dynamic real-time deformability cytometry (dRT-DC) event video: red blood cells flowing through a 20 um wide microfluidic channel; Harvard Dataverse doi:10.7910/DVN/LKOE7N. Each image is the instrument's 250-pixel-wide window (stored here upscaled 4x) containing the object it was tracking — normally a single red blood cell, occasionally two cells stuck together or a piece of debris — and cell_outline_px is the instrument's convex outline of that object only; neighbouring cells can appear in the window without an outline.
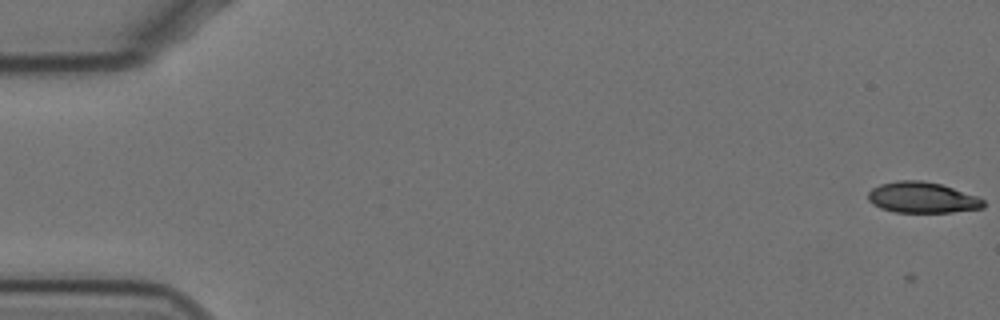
{"species": "Egyptian fruit bat (a non-hibernating species)", "species_latin": "Rousettus aegyptiacus", "temperature_condition": "cold", "stored_images_in_passage": 56, "camera_frame_rate_fps": 3000, "um_per_image_px": 0.085, "animal": {"sex": "female"}, "frame": {"image": 1, "passage_image": 3, "time_ms": 0.667, "image_size_px": [1000, 320], "cell_outline_px": [[984, 208], [952, 212], [896, 212], [880, 208], [872, 204], [868, 200], [868, 192], [872, 188], [880, 184], [896, 180], [924, 180], [940, 184], [976, 196], [984, 200]], "centroid_in_image_um": [78.36, 16.79], "position_along_channel_um": 6.6, "area_um2": 20.75}}
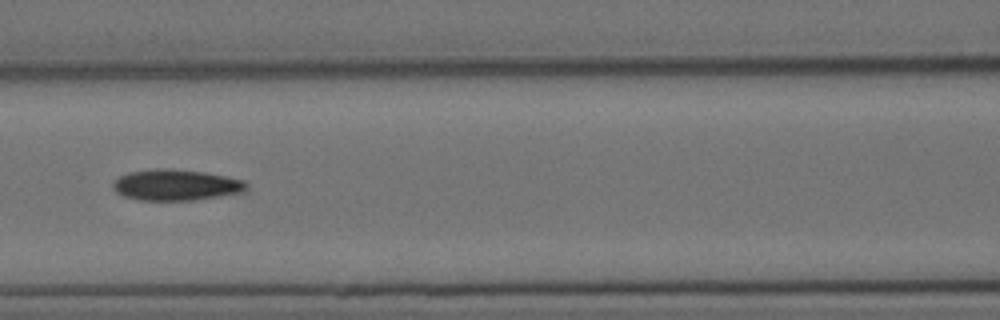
{"frame": {"image": 2, "passage_image": 28, "time_ms": 9.0, "image_size_px": [1000, 320], "cell_outline_px": [[248, 188], [244, 192], [192, 200], [140, 200], [124, 196], [116, 192], [112, 188], [112, 184], [120, 176], [128, 172], [152, 168], [168, 168], [204, 172], [244, 180], [248, 184]], "centroid_in_image_um": [14.95, 15.71], "position_along_channel_um": 151.7, "area_um2": 24.16}}
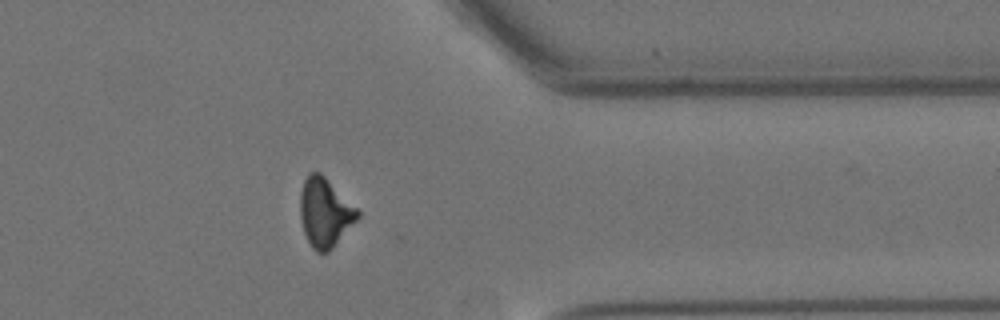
{"frame": {"image": 3, "passage_image": 49, "time_ms": 16.0, "image_size_px": [1000, 320], "cell_outline_px": [[360, 216], [332, 248], [328, 252], [316, 252], [312, 248], [304, 232], [300, 220], [300, 192], [304, 180], [308, 172], [320, 172], [360, 212]], "centroid_in_image_um": [27.59, 18.06], "position_along_channel_um": 383.8, "area_um2": 22.77}, "authors_computed_cell_mechanics": {"area_um2": 22.9755, "velocity_mm_per_s": 3.5038, "shape_relaxation_time_tau1_ms": 4.6775, "shape_relaxation_time_tau2_ms": 6.1183, "deformation_change_tau1": 0.1544, "deformation_change_tau2": 0.1267}}